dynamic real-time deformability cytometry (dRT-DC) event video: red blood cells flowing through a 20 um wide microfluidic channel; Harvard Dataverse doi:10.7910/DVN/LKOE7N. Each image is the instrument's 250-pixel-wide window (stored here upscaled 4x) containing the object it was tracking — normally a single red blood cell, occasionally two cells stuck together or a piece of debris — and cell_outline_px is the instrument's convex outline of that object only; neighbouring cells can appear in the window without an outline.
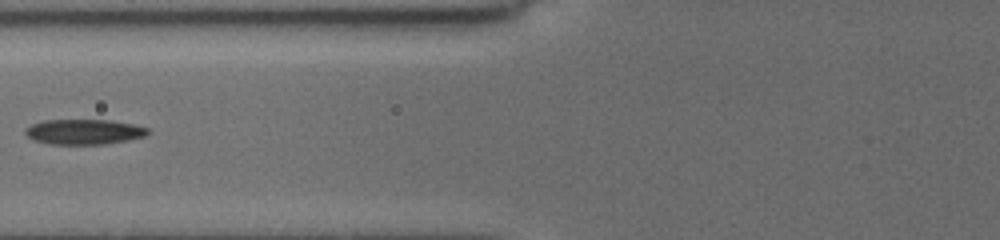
{"species": "common noctule bat (a hibernating species)", "species_latin": "Nyctalus noctula", "temperature_condition": "cold", "stored_images_in_passage": 17, "segment_of_instrument_passage": [2, 2], "camera_frame_rate_fps": 3000, "um_per_image_px": 0.085, "animal": {"sex": "female", "body_mass_g": 19.5, "forearm_length_mm": 54.1}, "frame": {"image": 1, "passage_image": 12, "time_ms": 8.667, "image_size_px": [1000, 240], "cell_outline_px": [[148, 132], [144, 136], [128, 140], [104, 144], [48, 144], [36, 140], [28, 136], [24, 132], [32, 124], [44, 120], [112, 120], [132, 124], [148, 128]], "centroid_in_image_um": [7.15, 11.2], "position_along_channel_um": 118.7, "area_um2": 17.74}}
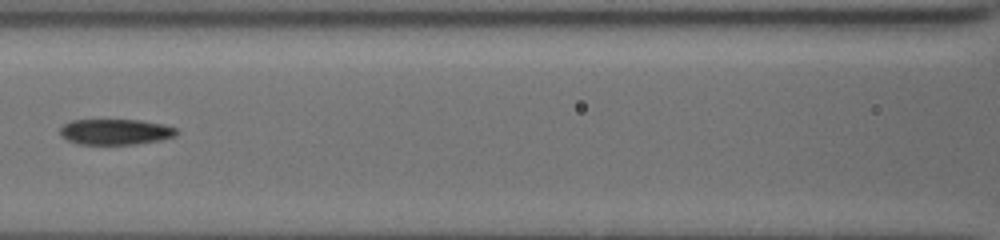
{"frame": {"image": 2, "passage_image": 14, "time_ms": 9.667, "image_size_px": [1000, 240], "cell_outline_px": [[176, 132], [172, 136], [160, 140], [132, 144], [76, 144], [60, 136], [60, 128], [64, 124], [72, 120], [140, 120], [160, 124], [176, 128]], "centroid_in_image_um": [9.73, 11.2], "position_along_channel_um": 156.9, "area_um2": 17.17}}
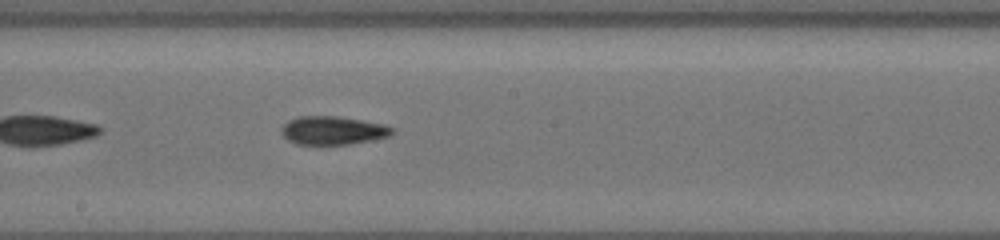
{"frame": {"image": 3, "passage_image": 17, "time_ms": 11.333, "image_size_px": [1000, 240], "cell_outline_px": [[392, 132], [388, 136], [372, 140], [348, 144], [296, 144], [288, 140], [284, 136], [280, 128], [288, 120], [300, 116], [336, 116], [384, 124], [392, 128]], "centroid_in_image_um": [28.25, 11.08], "position_along_channel_um": 220.0, "area_um2": 18.09}}